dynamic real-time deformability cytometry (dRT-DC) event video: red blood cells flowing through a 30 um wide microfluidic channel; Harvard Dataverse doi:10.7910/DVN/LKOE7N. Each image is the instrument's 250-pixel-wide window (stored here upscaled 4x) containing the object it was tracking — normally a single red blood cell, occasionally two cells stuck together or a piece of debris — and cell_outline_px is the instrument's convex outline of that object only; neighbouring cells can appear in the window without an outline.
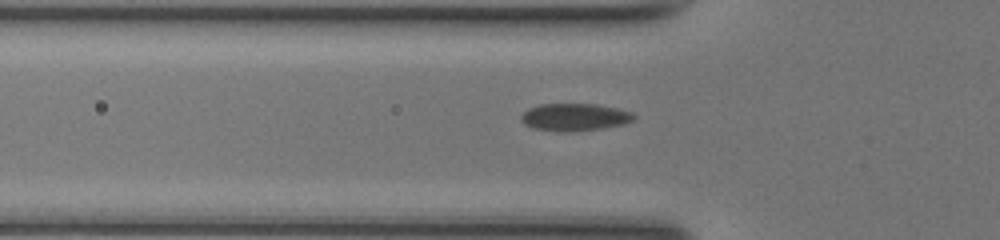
{"species": "common noctule bat (a hibernating species)", "species_latin": "Nyctalus noctula", "temperature_condition": "room temperature", "stored_images_in_passage": 31, "camera_frame_rate_fps": 3000, "um_per_image_px": 0.085, "animal": {"sex": "female", "body_mass_g": 17.0, "forearm_length_mm": 48.0}, "frame": {"image": 1, "passage_image": 4, "time_ms": 1.0, "image_size_px": [1000, 240], "cell_outline_px": [[636, 116], [632, 120], [624, 124], [604, 128], [572, 132], [560, 132], [532, 128], [524, 124], [520, 120], [520, 116], [528, 108], [540, 104], [596, 104], [616, 108], [632, 112]], "centroid_in_image_um": [48.82, 9.96], "position_along_channel_um": 77.0, "area_um2": 18.21}}
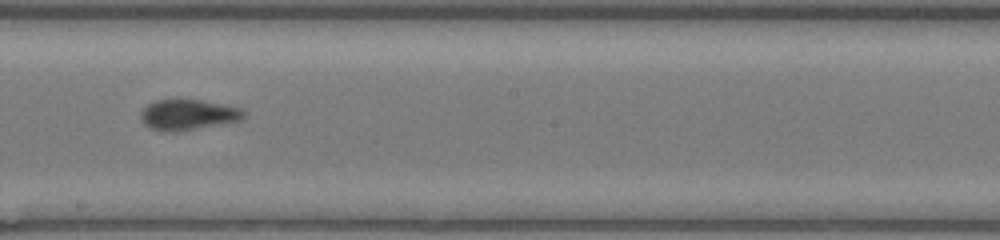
{"frame": {"image": 2, "passage_image": 15, "time_ms": 4.667, "image_size_px": [1000, 240], "cell_outline_px": [[244, 116], [240, 120], [192, 128], [148, 128], [144, 124], [140, 116], [140, 112], [148, 104], [156, 100], [200, 100], [240, 108], [244, 112]], "centroid_in_image_um": [15.96, 9.69], "position_along_channel_um": 232.2, "area_um2": 17.05}}
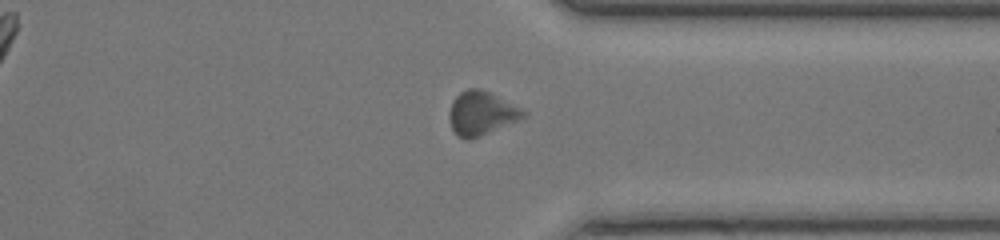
{"frame": {"image": 3, "passage_image": 25, "time_ms": 8.0, "image_size_px": [1000, 240], "cell_outline_px": [[528, 112], [524, 116], [516, 120], [480, 136], [468, 140], [456, 136], [452, 128], [448, 116], [448, 112], [452, 100], [460, 92], [468, 88], [480, 88], [492, 92]], "centroid_in_image_um": [40.87, 9.6], "position_along_channel_um": 370.5, "area_um2": 18.9}, "authors_computed_cell_mechanics": {"area_um2": 18.0914, "velocity_mm_per_s": 4.224, "shape_relaxation_time_tau1_ms": null, "shape_relaxation_time_tau2_ms": 1.8049, "deformation_change_tau1": null, "deformation_change_tau2": 0.0706}}